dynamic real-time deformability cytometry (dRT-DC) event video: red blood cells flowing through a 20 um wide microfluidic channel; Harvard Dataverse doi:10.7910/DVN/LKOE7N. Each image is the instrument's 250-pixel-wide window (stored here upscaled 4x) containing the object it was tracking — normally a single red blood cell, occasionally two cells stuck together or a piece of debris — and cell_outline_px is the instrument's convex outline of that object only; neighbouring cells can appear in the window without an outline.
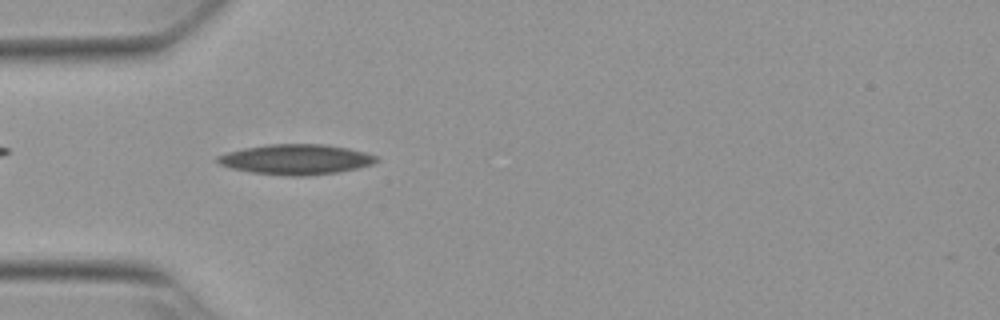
{"species": "Egyptian fruit bat (a non-hibernating species)", "species_latin": "Rousettus aegyptiacus", "temperature_condition": "warm", "stored_images_in_passage": 49, "camera_frame_rate_fps": 3000, "um_per_image_px": 0.085, "animal": {"sex": "female"}, "frame": {"image": 1, "passage_image": 12, "time_ms": 3.667, "image_size_px": [1000, 320], "cell_outline_px": [[380, 160], [372, 164], [356, 168], [336, 172], [304, 176], [288, 176], [252, 172], [232, 168], [220, 164], [216, 160], [216, 156], [228, 152], [244, 148], [268, 144], [324, 144], [348, 148], [364, 152], [376, 156]], "centroid_in_image_um": [25.15, 13.54], "position_along_channel_um": 59.8, "area_um2": 27.74}}
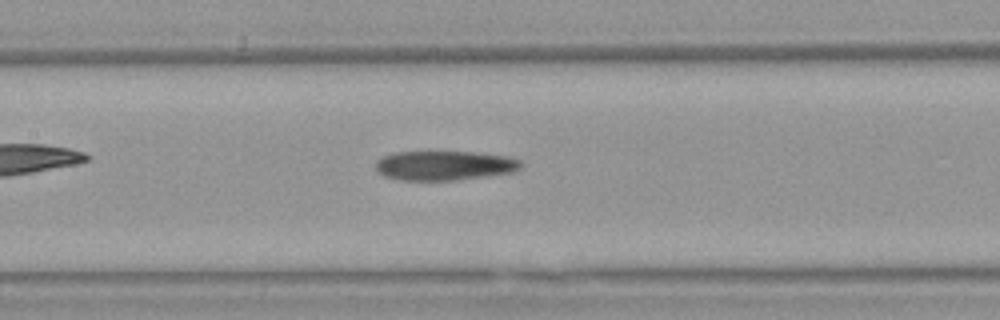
{"frame": {"image": 2, "passage_image": 21, "time_ms": 6.667, "image_size_px": [1000, 320], "cell_outline_px": [[524, 164], [520, 168], [512, 172], [456, 180], [400, 180], [384, 176], [376, 168], [376, 160], [384, 156], [396, 152], [428, 148], [436, 148], [476, 152], [512, 156], [520, 160]], "centroid_in_image_um": [37.78, 14.0], "position_along_channel_um": 169.6, "area_um2": 26.24}}
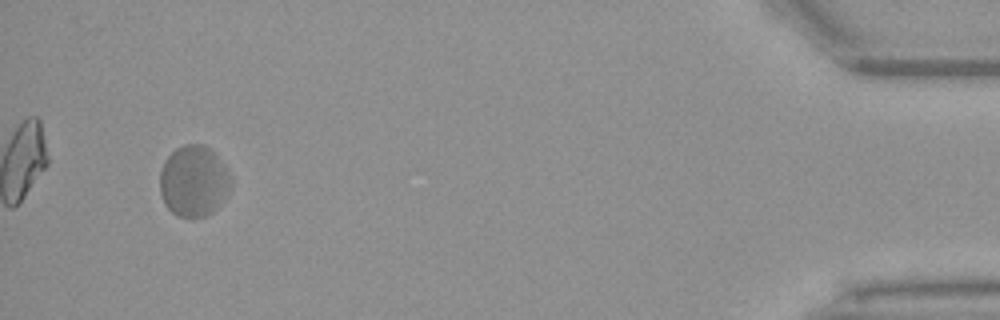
{"frame": {"image": 3, "passage_image": 47, "time_ms": 15.333, "image_size_px": [1000, 320], "cell_outline_px": [[232, 184], [224, 200], [212, 212], [204, 216], [192, 220], [176, 216], [164, 204], [160, 192], [160, 172], [164, 160], [176, 148], [184, 144], [204, 144], [212, 148], [224, 164], [232, 176]], "centroid_in_image_um": [16.48, 15.4], "position_along_channel_um": 418.7, "area_um2": 30.17}, "authors_computed_cell_mechanics": {"area_um2": 27.0504, "velocity_mm_per_s": 3.7616, "shape_relaxation_time_tau1_ms": null, "shape_relaxation_time_tau2_ms": 4.9186, "deformation_change_tau1": null, "deformation_change_tau2": 0.1009}}